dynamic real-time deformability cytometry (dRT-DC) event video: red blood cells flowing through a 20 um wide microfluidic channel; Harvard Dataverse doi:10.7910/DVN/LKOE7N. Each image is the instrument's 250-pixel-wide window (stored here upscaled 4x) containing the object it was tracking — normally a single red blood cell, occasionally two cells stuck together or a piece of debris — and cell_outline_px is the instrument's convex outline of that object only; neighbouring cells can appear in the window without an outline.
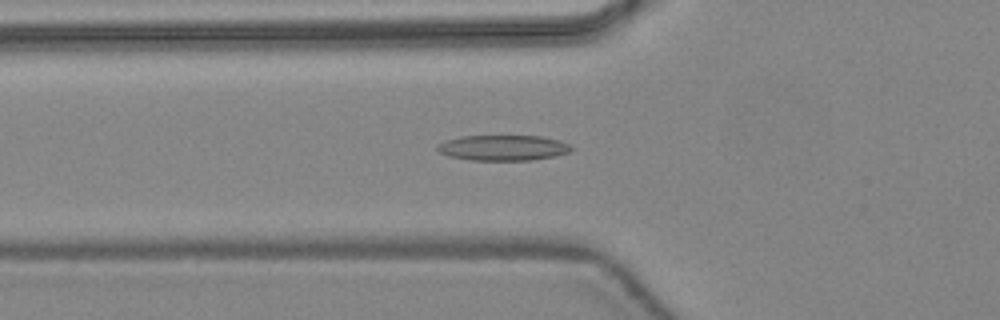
{"species": "common noctule bat (a hibernating species)", "species_latin": "Nyctalus noctula", "temperature_condition": "warm", "stored_images_in_passage": 26, "camera_frame_rate_fps": 3000, "um_per_image_px": 0.085, "animal": {"sex": "female", "body_mass_g": 24.6, "forearm_length_mm": 56.2}, "frame": {"image": 1, "passage_image": 17, "time_ms": 5.333, "image_size_px": [1000, 320], "cell_outline_px": [[572, 148], [568, 152], [556, 156], [532, 160], [468, 160], [448, 156], [440, 152], [436, 148], [436, 144], [444, 140], [460, 136], [540, 136], [560, 140], [568, 144]], "centroid_in_image_um": [42.71, 12.56], "position_along_channel_um": 83.1, "area_um2": 20.0}}
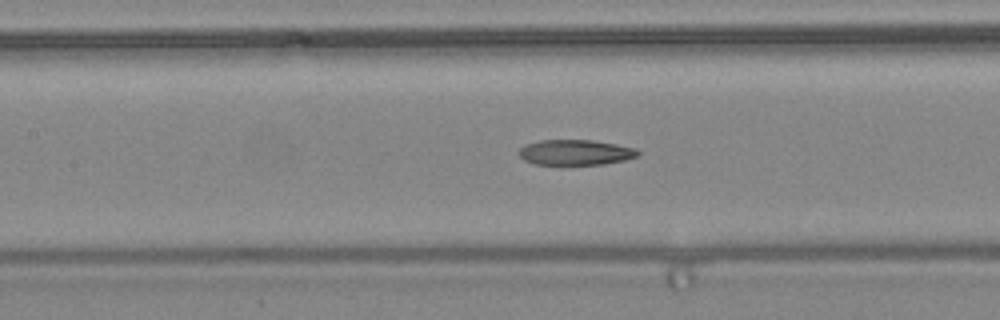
{"frame": {"image": 2, "passage_image": 22, "time_ms": 7.0, "image_size_px": [1000, 320], "cell_outline_px": [[640, 156], [624, 160], [604, 164], [532, 164], [524, 160], [516, 152], [524, 144], [540, 140], [592, 140], [616, 144], [636, 148], [640, 152]], "centroid_in_image_um": [48.9, 12.95], "position_along_channel_um": 158.5, "area_um2": 17.74}}
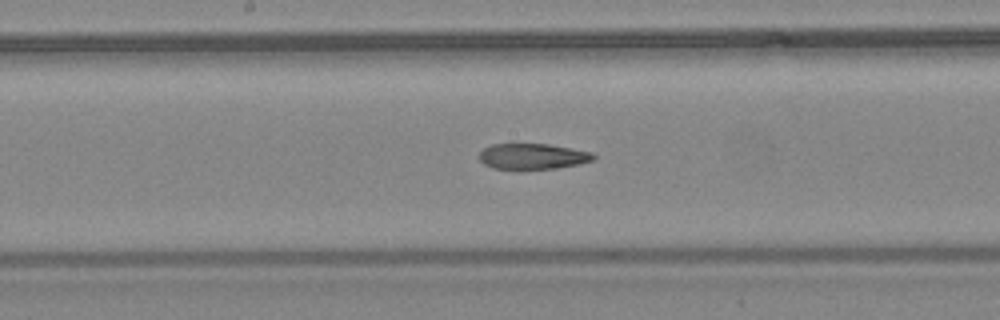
{"frame": {"image": 3, "passage_image": 25, "time_ms": 8.0, "image_size_px": [1000, 320], "cell_outline_px": [[596, 156], [592, 160], [580, 164], [556, 168], [492, 168], [484, 164], [480, 160], [480, 152], [484, 148], [492, 144], [548, 144], [572, 148], [592, 152]], "centroid_in_image_um": [45.3, 13.28], "position_along_channel_um": 202.9, "area_um2": 16.88}}